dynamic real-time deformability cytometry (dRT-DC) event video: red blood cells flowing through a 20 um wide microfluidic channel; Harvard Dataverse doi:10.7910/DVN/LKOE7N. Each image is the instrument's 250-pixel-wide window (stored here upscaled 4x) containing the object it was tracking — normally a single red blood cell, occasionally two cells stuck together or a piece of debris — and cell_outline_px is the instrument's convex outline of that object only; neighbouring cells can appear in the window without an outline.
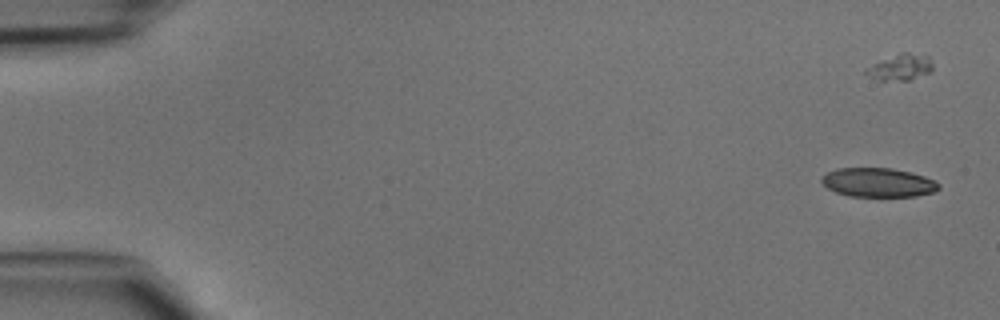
{"species": "common noctule bat (a hibernating species)", "species_latin": "Nyctalus noctula", "temperature_condition": "cold", "stored_images_in_passage": 19, "segment_of_instrument_passage": [2, 2], "camera_frame_rate_fps": 3000, "um_per_image_px": 0.085, "animal": {"sex": "male", "body_mass_g": 15.6}, "frame": {"image": 1, "passage_image": 3, "time_ms": 0.667, "image_size_px": [1000, 320], "cell_outline_px": [[940, 188], [932, 192], [916, 196], [848, 196], [836, 192], [828, 188], [820, 180], [820, 176], [836, 168], [892, 168], [912, 172], [936, 180], [940, 184]], "centroid_in_image_um": [74.64, 15.5], "position_along_channel_um": 10.4, "area_um2": 19.94}}
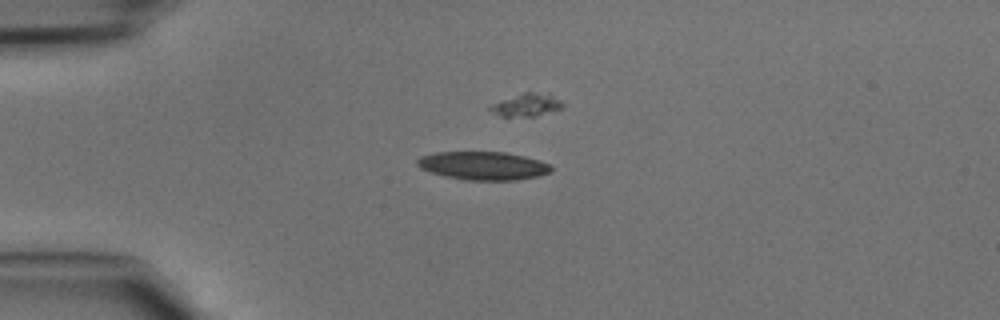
{"frame": {"image": 2, "passage_image": 13, "time_ms": 4.0, "image_size_px": [1000, 320], "cell_outline_px": [[552, 172], [536, 176], [516, 180], [464, 180], [444, 176], [420, 168], [416, 164], [416, 160], [420, 156], [436, 152], [504, 152], [524, 156], [540, 160], [548, 164], [552, 168]], "centroid_in_image_um": [41.05, 14.08], "position_along_channel_um": 44.0, "area_um2": 22.08}}